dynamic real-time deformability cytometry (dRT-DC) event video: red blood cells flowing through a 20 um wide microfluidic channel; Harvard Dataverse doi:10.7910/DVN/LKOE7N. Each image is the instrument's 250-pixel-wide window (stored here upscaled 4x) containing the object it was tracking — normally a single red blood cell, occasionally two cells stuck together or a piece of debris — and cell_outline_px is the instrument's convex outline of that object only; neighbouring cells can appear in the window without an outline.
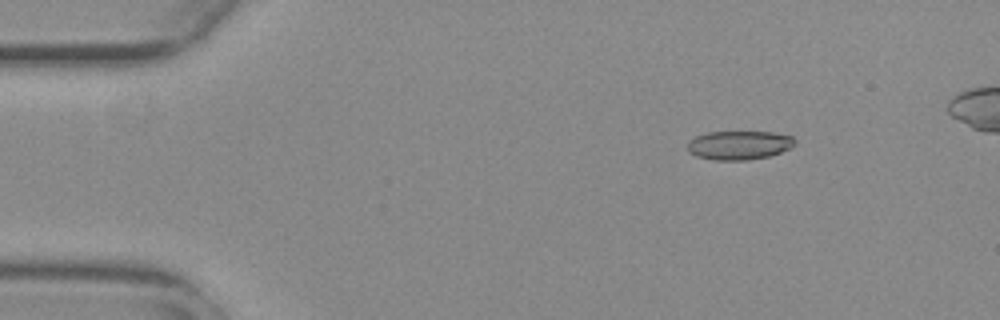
{"species": "common noctule bat (a hibernating species)", "species_latin": "Nyctalus noctula", "temperature_condition": "warm", "stored_images_in_passage": 53, "camera_frame_rate_fps": 3000, "um_per_image_px": 0.085, "animal": {"sex": "female", "body_mass_g": 29.2, "forearm_length_mm": 56.3}, "frame": {"image": 1, "passage_image": 8, "time_ms": 2.333, "image_size_px": [1000, 320], "cell_outline_px": [[796, 144], [780, 152], [768, 156], [748, 160], [712, 160], [696, 156], [688, 152], [688, 140], [696, 136], [708, 132], [772, 132], [792, 136], [796, 140]], "centroid_in_image_um": [62.8, 12.34], "position_along_channel_um": 22.2, "area_um2": 18.09}}
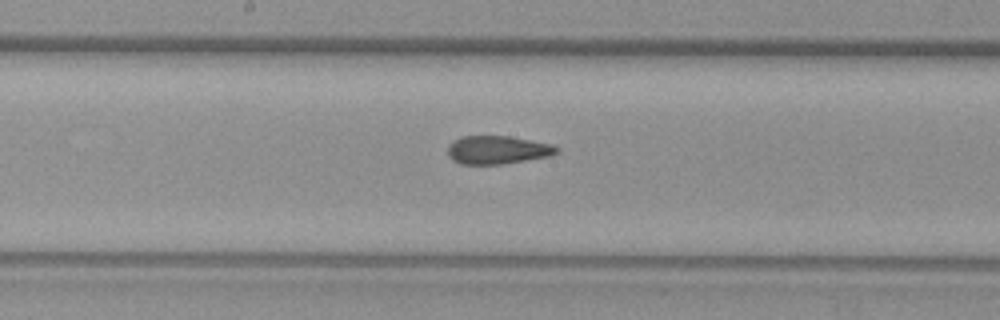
{"frame": {"image": 2, "passage_image": 29, "time_ms": 9.333, "image_size_px": [1000, 320], "cell_outline_px": [[560, 152], [552, 156], [504, 164], [460, 164], [452, 160], [448, 156], [448, 144], [452, 140], [460, 136], [508, 136], [552, 144], [560, 148]], "centroid_in_image_um": [42.3, 12.74], "position_along_channel_um": 205.9, "area_um2": 18.26}}
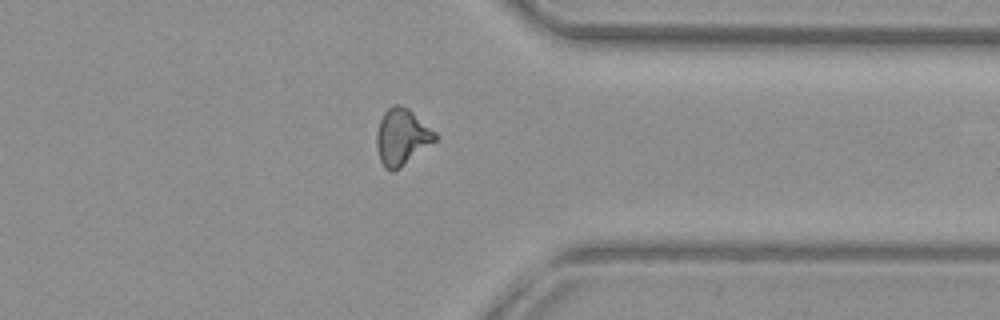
{"frame": {"image": 3, "passage_image": 43, "time_ms": 14.0, "image_size_px": [1000, 320], "cell_outline_px": [[440, 136], [436, 140], [400, 168], [392, 172], [384, 168], [380, 160], [376, 148], [376, 132], [380, 120], [384, 112], [392, 104], [400, 104], [408, 108], [436, 132]], "centroid_in_image_um": [34.15, 11.64], "position_along_channel_um": 377.3, "area_um2": 19.36}, "authors_computed_cell_mechanics": {"area_um2": 18.4382, "velocity_mm_per_s": 3.8055, "shape_relaxation_time_tau1_ms": null, "shape_relaxation_time_tau2_ms": 1.3117, "deformation_change_tau1": null, "deformation_change_tau2": 0.0828}}